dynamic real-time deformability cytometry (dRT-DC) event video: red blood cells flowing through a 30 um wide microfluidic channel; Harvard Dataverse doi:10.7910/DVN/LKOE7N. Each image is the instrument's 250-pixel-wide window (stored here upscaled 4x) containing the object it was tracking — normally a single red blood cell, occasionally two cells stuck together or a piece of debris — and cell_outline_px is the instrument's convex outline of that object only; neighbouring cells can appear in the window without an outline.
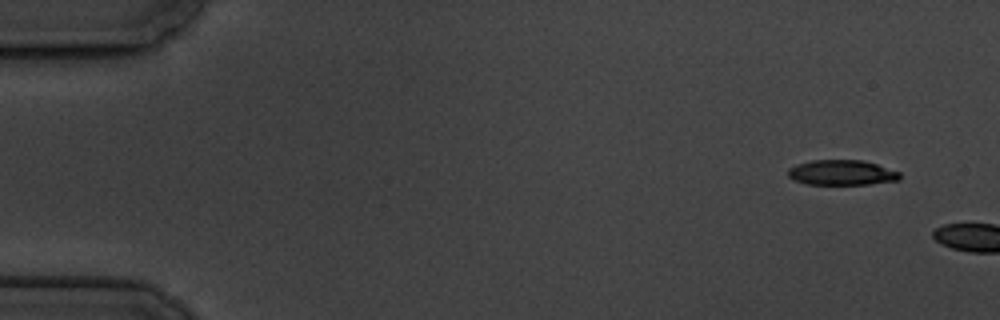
{"species": "common noctule bat (a hibernating species)", "species_latin": "Nyctalus noctula", "temperature_condition": "cold", "stored_images_in_passage": 2, "camera_frame_rate_fps": 3000, "um_per_image_px": 0.085, "animal": {"sex": "male", "body_mass_g": 19.5, "forearm_length_mm": 54.6}, "frame": {"image": 1, "passage_image": 1, "time_ms": 0.0, "image_size_px": [1000, 320], "cell_outline_px": [[900, 180], [868, 184], [808, 184], [796, 180], [788, 176], [788, 168], [796, 164], [812, 160], [864, 160], [900, 172]], "centroid_in_image_um": [71.55, 14.66], "position_along_channel_um": 13.4, "area_um2": 16.3}}